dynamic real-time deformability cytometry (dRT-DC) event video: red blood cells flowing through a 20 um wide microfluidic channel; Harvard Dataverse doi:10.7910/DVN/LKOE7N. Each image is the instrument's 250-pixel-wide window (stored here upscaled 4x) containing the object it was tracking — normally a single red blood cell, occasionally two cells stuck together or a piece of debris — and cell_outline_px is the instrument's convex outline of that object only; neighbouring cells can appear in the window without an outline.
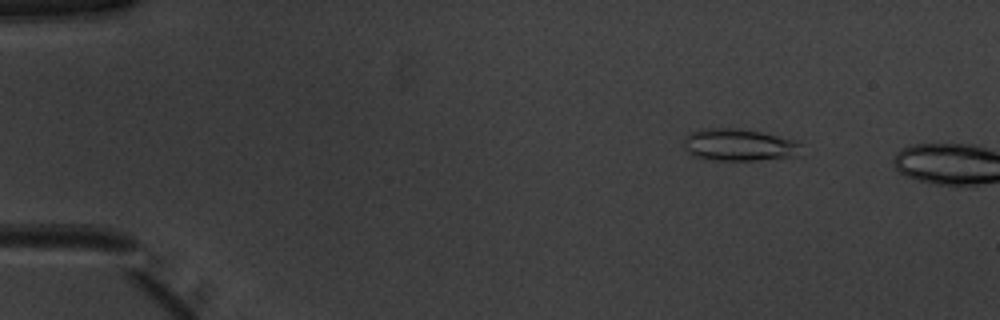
{"species": "common noctule bat (a hibernating species)", "species_latin": "Nyctalus noctula", "temperature_condition": "warm", "stored_images_in_passage": 9, "camera_frame_rate_fps": 3000, "um_per_image_px": 0.085, "animal": {"sex": "male", "body_mass_g": 20.1, "forearm_length_mm": 53.5}, "frame": {"image": 1, "passage_image": 6, "time_ms": 1.667, "image_size_px": [1000, 320], "cell_outline_px": [[804, 156], [756, 160], [712, 160], [692, 156], [684, 148], [684, 136], [688, 132], [700, 128], [736, 128], [760, 132], [796, 140], [800, 144]], "centroid_in_image_um": [62.82, 12.32], "position_along_channel_um": 22.2, "area_um2": 22.48}}